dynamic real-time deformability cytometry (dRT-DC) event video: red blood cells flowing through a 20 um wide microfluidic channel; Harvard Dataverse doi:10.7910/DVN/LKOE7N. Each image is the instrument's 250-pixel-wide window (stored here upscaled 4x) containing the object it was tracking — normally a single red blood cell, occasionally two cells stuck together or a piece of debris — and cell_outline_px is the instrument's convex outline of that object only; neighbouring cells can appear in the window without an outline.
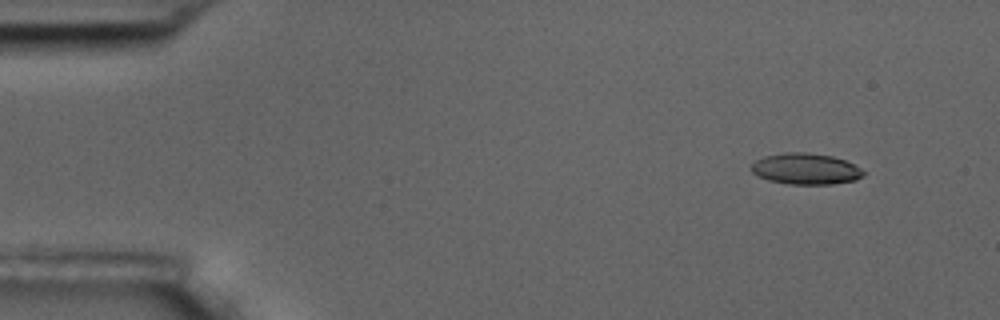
{"species": "common noctule bat (a hibernating species)", "species_latin": "Nyctalus noctula", "temperature_condition": "room temperature", "stored_images_in_passage": 14, "camera_frame_rate_fps": 3000, "um_per_image_px": 0.085, "animal": {"sex": "male", "body_mass_g": 17.5, "forearm_length_mm": 52.3}, "frame": {"image": 1, "passage_image": 1, "time_ms": 0.0, "image_size_px": [1000, 320], "cell_outline_px": [[864, 176], [856, 180], [832, 184], [788, 184], [768, 180], [752, 172], [752, 164], [756, 160], [764, 156], [784, 152], [804, 152], [832, 156], [844, 160], [860, 168], [864, 172]], "centroid_in_image_um": [68.49, 14.35], "position_along_channel_um": 16.5, "area_um2": 20.23}}
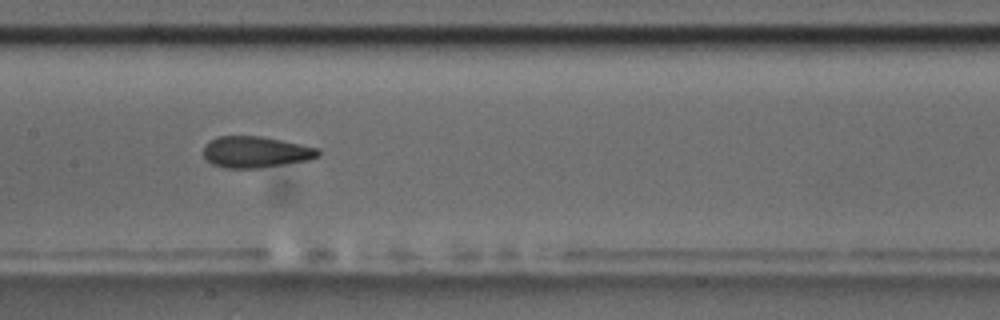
{"frame": {"image": 2, "passage_image": 7, "time_ms": 7.667, "image_size_px": [1000, 320], "cell_outline_px": [[320, 152], [316, 156], [308, 160], [260, 168], [224, 168], [212, 164], [204, 156], [204, 144], [208, 140], [216, 136], [260, 136], [320, 148]], "centroid_in_image_um": [21.69, 12.91], "position_along_channel_um": 185.7, "area_um2": 20.92}}
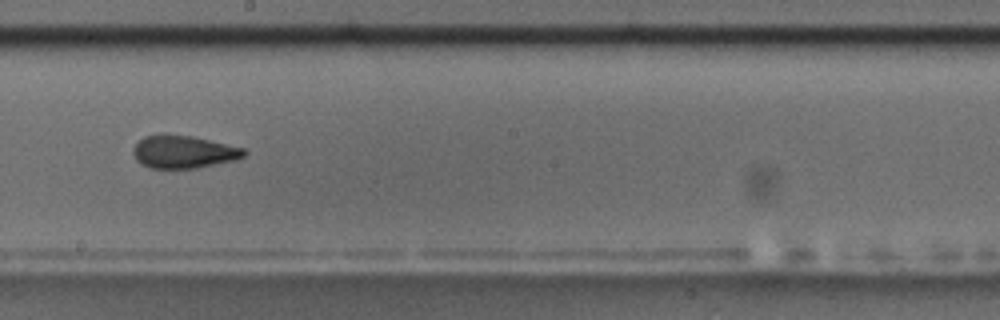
{"frame": {"image": 3, "passage_image": 8, "time_ms": 9.0, "image_size_px": [1000, 320], "cell_outline_px": [[248, 152], [244, 156], [236, 160], [196, 168], [148, 168], [140, 164], [136, 160], [132, 152], [132, 148], [144, 136], [164, 132], [192, 136], [244, 148]], "centroid_in_image_um": [15.56, 12.89], "position_along_channel_um": 232.6, "area_um2": 21.56}, "authors_computed_cell_mechanics": {"area_um2": 21.2126, "velocity_mm_per_s": 3.5388, "shape_relaxation_time_tau1_ms": 6.572, "shape_relaxation_time_tau2_ms": 1.5425, "deformation_change_tau1": 0.1294, "deformation_change_tau2": 0.0734}}